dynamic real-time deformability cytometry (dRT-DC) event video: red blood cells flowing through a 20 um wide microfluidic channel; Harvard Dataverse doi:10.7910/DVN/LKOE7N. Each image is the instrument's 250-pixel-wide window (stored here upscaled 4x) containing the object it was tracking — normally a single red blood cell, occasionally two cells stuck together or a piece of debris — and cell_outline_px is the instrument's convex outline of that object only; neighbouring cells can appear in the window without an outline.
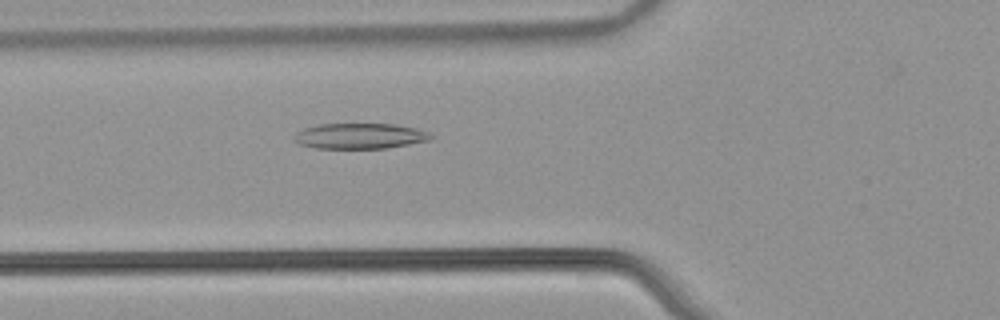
{"species": "common noctule bat (a hibernating species)", "species_latin": "Nyctalus noctula", "temperature_condition": "warm", "stored_images_in_passage": 41, "camera_frame_rate_fps": 3000, "um_per_image_px": 0.085, "animal": {"sex": "male", "body_mass_g": 21.5, "forearm_length_mm": 52.0}, "frame": {"image": 1, "passage_image": 16, "time_ms": 5.0, "image_size_px": [1000, 320], "cell_outline_px": [[432, 140], [384, 148], [316, 148], [300, 144], [292, 140], [292, 136], [296, 132], [304, 128], [320, 124], [396, 124], [416, 128], [428, 132], [432, 136]], "centroid_in_image_um": [30.56, 11.55], "position_along_channel_um": 95.2, "area_um2": 20.35}}
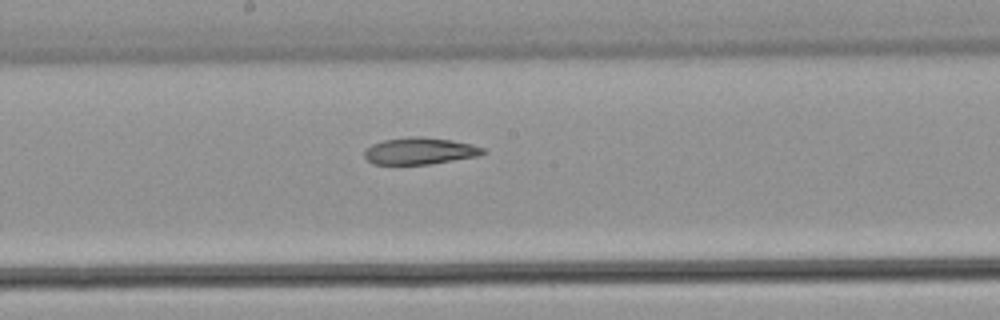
{"frame": {"image": 2, "passage_image": 25, "time_ms": 8.0, "image_size_px": [1000, 320], "cell_outline_px": [[488, 152], [476, 156], [428, 164], [372, 164], [364, 156], [364, 148], [372, 144], [384, 140], [408, 136], [420, 136], [452, 140], [472, 144], [484, 148]], "centroid_in_image_um": [35.66, 12.82], "position_along_channel_um": 212.5, "area_um2": 18.55}}
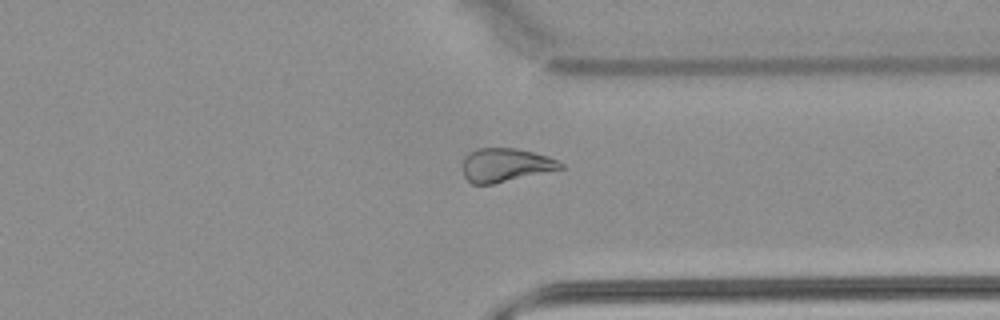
{"frame": {"image": 3, "passage_image": 37, "time_ms": 12.0, "image_size_px": [1000, 320], "cell_outline_px": [[564, 168], [492, 184], [472, 184], [464, 176], [464, 160], [468, 152], [476, 148], [516, 148], [548, 156], [564, 164]], "centroid_in_image_um": [42.96, 14.02], "position_along_channel_um": 368.4, "area_um2": 18.96}}